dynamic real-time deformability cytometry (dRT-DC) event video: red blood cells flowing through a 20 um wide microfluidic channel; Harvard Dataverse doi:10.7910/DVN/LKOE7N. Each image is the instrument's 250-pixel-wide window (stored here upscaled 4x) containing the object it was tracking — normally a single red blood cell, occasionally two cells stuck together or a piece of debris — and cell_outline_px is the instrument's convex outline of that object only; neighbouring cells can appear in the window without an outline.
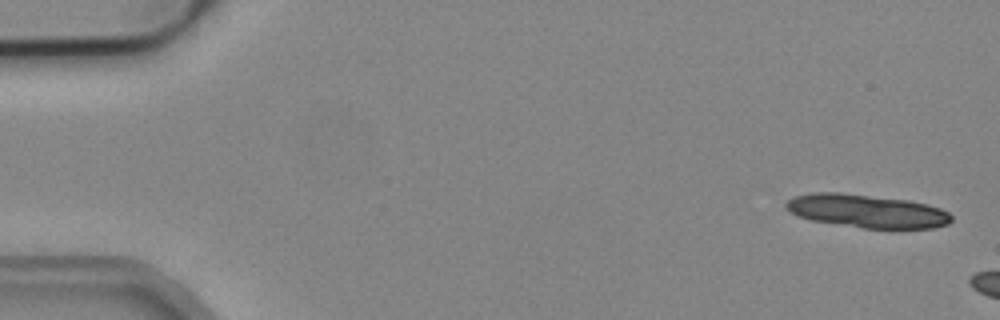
{"species": "common noctule bat (a hibernating species)", "species_latin": "Nyctalus noctula", "temperature_condition": "cold", "stored_images_in_passage": 2, "camera_frame_rate_fps": 3000, "um_per_image_px": 0.085, "animal": {"sex": "male", "body_mass_g": 19.2, "forearm_length_mm": 51.8}, "frame": {"image": 1, "passage_image": 1, "time_ms": 0.0, "image_size_px": [1000, 320], "cell_outline_px": [[952, 220], [948, 224], [932, 228], [864, 228], [812, 220], [800, 216], [784, 208], [784, 204], [792, 196], [812, 192], [840, 192], [908, 200], [940, 208], [948, 212], [952, 216]], "centroid_in_image_um": [73.66, 17.93], "position_along_channel_um": 11.3, "area_um2": 31.91}}